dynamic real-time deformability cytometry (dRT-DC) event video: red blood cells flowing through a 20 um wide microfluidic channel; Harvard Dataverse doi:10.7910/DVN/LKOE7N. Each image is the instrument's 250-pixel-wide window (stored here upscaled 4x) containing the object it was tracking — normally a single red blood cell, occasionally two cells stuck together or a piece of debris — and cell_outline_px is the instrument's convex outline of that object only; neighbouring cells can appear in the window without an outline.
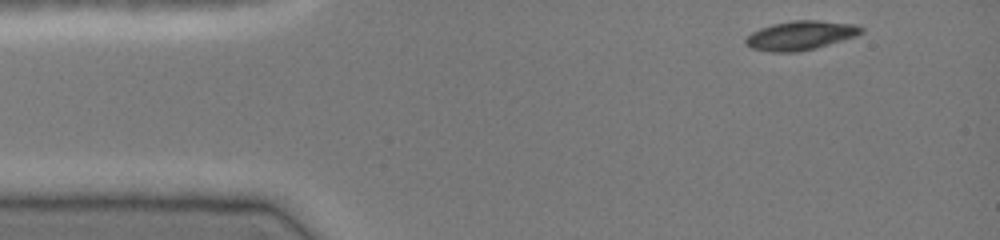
{"species": "common noctule bat (a hibernating species)", "species_latin": "Nyctalus noctula", "temperature_condition": "cold", "stored_images_in_passage": 38, "camera_frame_rate_fps": 3000, "um_per_image_px": 0.085, "animal": {"sex": "female", "body_mass_g": 19.0, "forearm_length_mm": 51.5}, "frame": {"image": 1, "passage_image": 1, "time_ms": 0.0, "image_size_px": [1000, 240], "cell_outline_px": [[864, 32], [856, 36], [816, 48], [796, 52], [772, 52], [752, 48], [744, 44], [744, 40], [752, 32], [760, 28], [772, 24], [792, 20], [816, 20], [856, 24], [864, 28]], "centroid_in_image_um": [68.06, 3.0], "position_along_channel_um": 16.9, "area_um2": 19.65}}
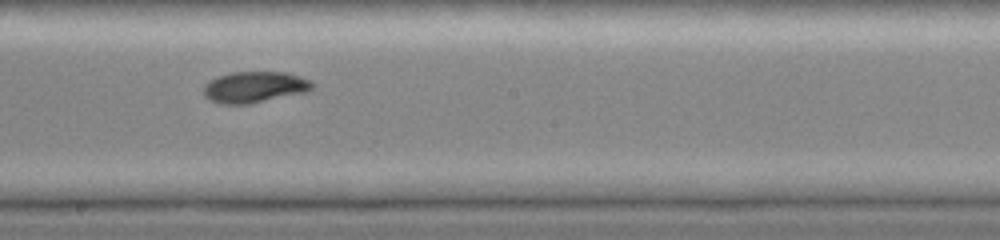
{"frame": {"image": 2, "passage_image": 22, "time_ms": 7.0, "image_size_px": [1000, 240], "cell_outline_px": [[316, 84], [308, 92], [248, 104], [220, 104], [208, 100], [204, 96], [204, 84], [208, 80], [232, 72], [284, 72], [300, 76]], "centroid_in_image_um": [21.63, 7.41], "position_along_channel_um": 226.6, "area_um2": 19.88}}
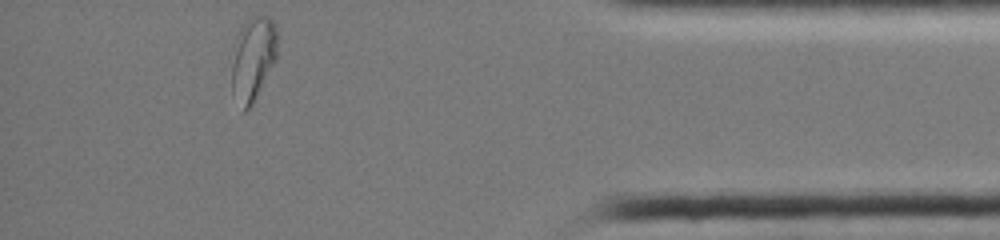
{"frame": {"image": 3, "passage_image": 38, "time_ms": 12.333, "image_size_px": [1000, 240], "cell_outline_px": [[276, 60], [252, 108], [244, 112], [232, 92], [228, 56], [236, 36], [240, 28], [252, 16], [268, 16], [272, 20], [276, 28]], "centroid_in_image_um": [21.43, 5.04], "position_along_channel_um": 413.8, "area_um2": 23.35}, "authors_computed_cell_mechanics": {"area_um2": 19.8832, "velocity_mm_per_s": 4.0784, "shape_relaxation_time_tau1_ms": 8.537, "shape_relaxation_time_tau2_ms": 3.1719, "deformation_change_tau1": 0.2134, "deformation_change_tau2": 0.0559}}